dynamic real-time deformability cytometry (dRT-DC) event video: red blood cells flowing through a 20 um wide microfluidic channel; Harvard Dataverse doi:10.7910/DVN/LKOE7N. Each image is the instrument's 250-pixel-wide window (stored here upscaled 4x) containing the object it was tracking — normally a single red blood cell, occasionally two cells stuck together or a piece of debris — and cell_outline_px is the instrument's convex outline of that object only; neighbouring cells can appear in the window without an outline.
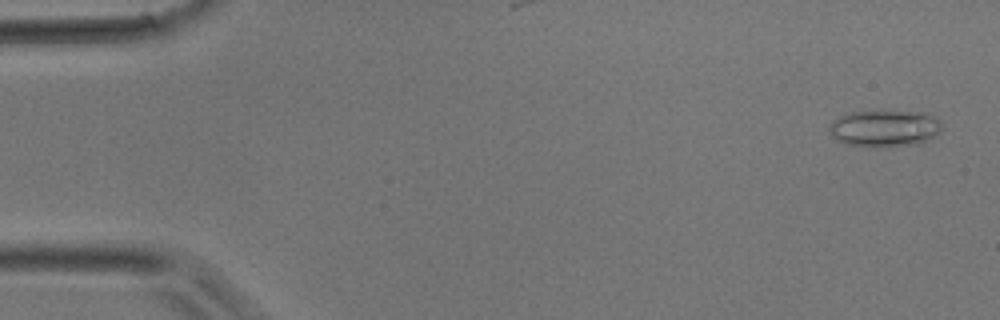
{"species": "common noctule bat (a hibernating species)", "species_latin": "Nyctalus noctula", "temperature_condition": "room temperature", "stored_images_in_passage": 39, "camera_frame_rate_fps": 3000, "um_per_image_px": 0.085, "animal": {"sex": "male", "body_mass_g": 17.9}, "frame": {"image": 1, "passage_image": 2, "time_ms": 0.333, "image_size_px": [1000, 320], "cell_outline_px": [[944, 128], [936, 136], [920, 144], [876, 148], [868, 148], [844, 144], [836, 140], [828, 132], [828, 128], [832, 120], [844, 112], [880, 108], [928, 112], [936, 116], [940, 120]], "centroid_in_image_um": [75.19, 10.87], "position_along_channel_um": 9.8, "area_um2": 26.18}}
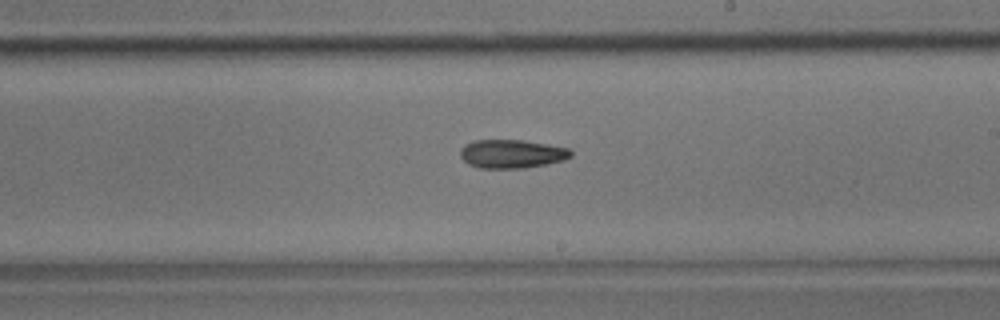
{"frame": {"image": 2, "passage_image": 23, "time_ms": 7.333, "image_size_px": [1000, 320], "cell_outline_px": [[572, 156], [564, 160], [548, 164], [524, 168], [480, 168], [468, 164], [460, 156], [460, 148], [464, 144], [472, 140], [524, 140], [568, 148], [572, 152]], "centroid_in_image_um": [43.48, 13.07], "position_along_channel_um": 245.5, "area_um2": 18.55}}
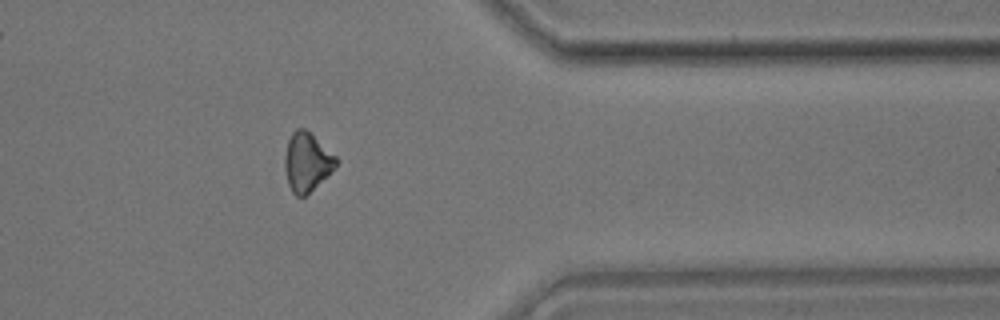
{"frame": {"image": 3, "passage_image": 32, "time_ms": 10.333, "image_size_px": [1000, 320], "cell_outline_px": [[336, 164], [304, 196], [296, 196], [292, 192], [288, 184], [284, 168], [284, 156], [288, 140], [292, 132], [296, 128], [304, 128], [336, 156]], "centroid_in_image_um": [26.01, 13.74], "position_along_channel_um": 385.4, "area_um2": 16.88}}